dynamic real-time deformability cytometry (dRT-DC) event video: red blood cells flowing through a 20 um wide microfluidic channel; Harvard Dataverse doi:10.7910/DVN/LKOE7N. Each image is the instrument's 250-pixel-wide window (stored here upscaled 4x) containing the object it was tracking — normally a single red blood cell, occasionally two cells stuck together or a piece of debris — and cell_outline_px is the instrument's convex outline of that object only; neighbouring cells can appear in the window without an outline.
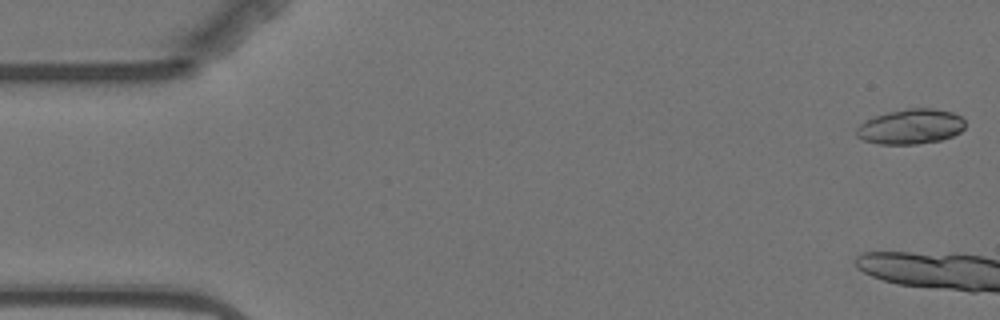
{"species": "Egyptian fruit bat (a non-hibernating species)", "species_latin": "Rousettus aegyptiacus", "temperature_condition": "warm", "stored_images_in_passage": 5, "camera_frame_rate_fps": 3000, "um_per_image_px": 0.085, "animal": {"sex": "female"}, "frame": {"image": 1, "passage_image": 1, "time_ms": 0.0, "image_size_px": [1000, 320], "cell_outline_px": [[964, 128], [960, 132], [952, 136], [940, 140], [916, 144], [880, 144], [864, 140], [856, 136], [856, 128], [860, 124], [872, 116], [888, 112], [908, 108], [932, 108], [952, 112], [960, 116], [964, 120]], "centroid_in_image_um": [77.39, 10.75], "position_along_channel_um": 7.6, "area_um2": 22.2}}